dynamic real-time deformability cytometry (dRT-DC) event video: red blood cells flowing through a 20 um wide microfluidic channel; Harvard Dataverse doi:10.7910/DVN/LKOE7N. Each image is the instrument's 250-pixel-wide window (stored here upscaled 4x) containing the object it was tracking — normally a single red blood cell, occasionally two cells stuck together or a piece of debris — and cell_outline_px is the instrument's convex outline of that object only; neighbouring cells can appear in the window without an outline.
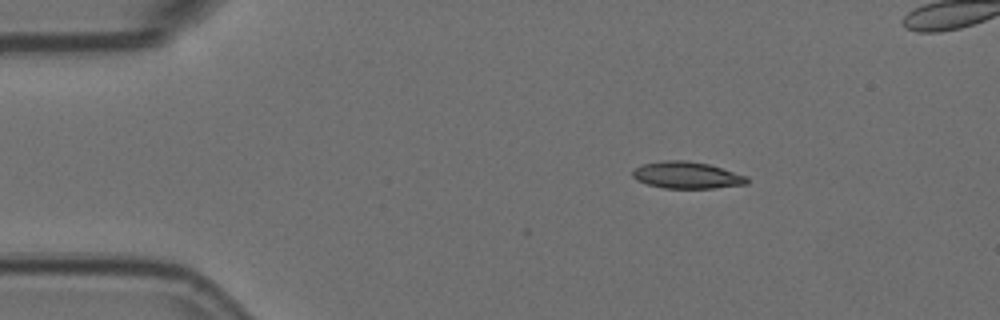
{"species": "Egyptian fruit bat (a non-hibernating species)", "species_latin": "Rousettus aegyptiacus", "temperature_condition": "room temperature", "stored_images_in_passage": 4, "camera_frame_rate_fps": 3000, "um_per_image_px": 0.085, "animal": {"sex": "female"}, "frame": {"image": 1, "passage_image": 2, "time_ms": 0.333, "image_size_px": [1000, 320], "cell_outline_px": [[748, 184], [716, 188], [664, 188], [648, 184], [636, 180], [632, 176], [632, 172], [640, 164], [664, 160], [684, 160], [708, 164], [748, 176]], "centroid_in_image_um": [58.38, 14.89], "position_along_channel_um": 26.6, "area_um2": 17.92}}